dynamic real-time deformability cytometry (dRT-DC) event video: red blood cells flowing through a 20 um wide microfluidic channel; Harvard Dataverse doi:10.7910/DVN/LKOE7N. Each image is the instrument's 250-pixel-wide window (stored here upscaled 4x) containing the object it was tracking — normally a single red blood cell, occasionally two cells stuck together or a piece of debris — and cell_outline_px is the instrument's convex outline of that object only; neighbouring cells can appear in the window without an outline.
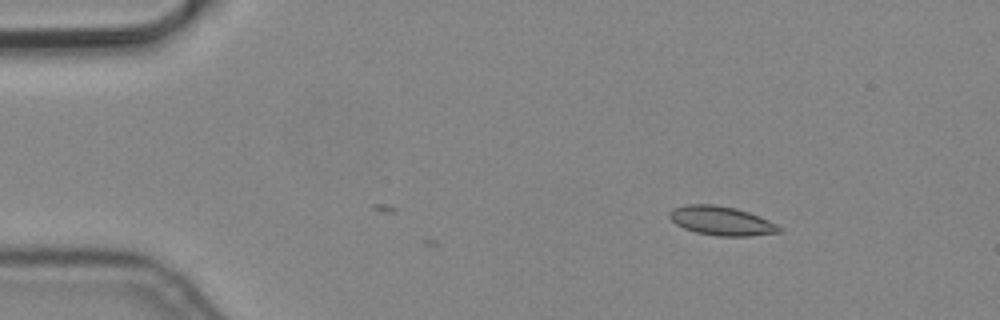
{"species": "common noctule bat (a hibernating species)", "species_latin": "Nyctalus noctula", "temperature_condition": "cold", "stored_images_in_passage": 3, "camera_frame_rate_fps": 3000, "um_per_image_px": 0.085, "animal": {"sex": "male", "body_mass_g": 19.2, "forearm_length_mm": 51.8}, "frame": {"image": 1, "passage_image": 3, "time_ms": 0.667, "image_size_px": [1000, 320], "cell_outline_px": [[784, 232], [748, 236], [716, 236], [696, 232], [684, 228], [676, 224], [668, 216], [668, 212], [672, 208], [688, 204], [712, 204], [736, 208], [748, 212], [768, 220], [784, 228]], "centroid_in_image_um": [61.33, 18.77], "position_along_channel_um": 23.7, "area_um2": 18.67}}